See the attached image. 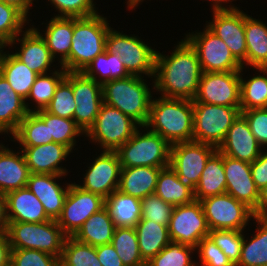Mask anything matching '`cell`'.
Returning a JSON list of instances; mask_svg holds the SVG:
<instances>
[{
    "mask_svg": "<svg viewBox=\"0 0 267 266\" xmlns=\"http://www.w3.org/2000/svg\"><path fill=\"white\" fill-rule=\"evenodd\" d=\"M202 73L196 50L184 38L170 56L157 51L153 86L163 97L193 101Z\"/></svg>",
    "mask_w": 267,
    "mask_h": 266,
    "instance_id": "6da1fadb",
    "label": "cell"
},
{
    "mask_svg": "<svg viewBox=\"0 0 267 266\" xmlns=\"http://www.w3.org/2000/svg\"><path fill=\"white\" fill-rule=\"evenodd\" d=\"M145 127L170 145L193 141V102L163 96L154 98Z\"/></svg>",
    "mask_w": 267,
    "mask_h": 266,
    "instance_id": "7a4b0ae2",
    "label": "cell"
},
{
    "mask_svg": "<svg viewBox=\"0 0 267 266\" xmlns=\"http://www.w3.org/2000/svg\"><path fill=\"white\" fill-rule=\"evenodd\" d=\"M110 28L106 17L99 13L85 18H74L70 54L60 66L67 72H82L97 55L105 51Z\"/></svg>",
    "mask_w": 267,
    "mask_h": 266,
    "instance_id": "3957f363",
    "label": "cell"
},
{
    "mask_svg": "<svg viewBox=\"0 0 267 266\" xmlns=\"http://www.w3.org/2000/svg\"><path fill=\"white\" fill-rule=\"evenodd\" d=\"M102 93L104 103L131 117L141 128L146 125L152 95L143 77L130 75L105 82L102 85Z\"/></svg>",
    "mask_w": 267,
    "mask_h": 266,
    "instance_id": "277c9868",
    "label": "cell"
},
{
    "mask_svg": "<svg viewBox=\"0 0 267 266\" xmlns=\"http://www.w3.org/2000/svg\"><path fill=\"white\" fill-rule=\"evenodd\" d=\"M5 233L11 249L39 250L58 259L68 237L54 219L42 223L9 222Z\"/></svg>",
    "mask_w": 267,
    "mask_h": 266,
    "instance_id": "5b68a950",
    "label": "cell"
},
{
    "mask_svg": "<svg viewBox=\"0 0 267 266\" xmlns=\"http://www.w3.org/2000/svg\"><path fill=\"white\" fill-rule=\"evenodd\" d=\"M142 135L137 129L133 136L117 150L122 168L149 166L167 167L170 165L171 145L159 134L150 131Z\"/></svg>",
    "mask_w": 267,
    "mask_h": 266,
    "instance_id": "8992f818",
    "label": "cell"
},
{
    "mask_svg": "<svg viewBox=\"0 0 267 266\" xmlns=\"http://www.w3.org/2000/svg\"><path fill=\"white\" fill-rule=\"evenodd\" d=\"M240 114V107L193 102V141L218 148Z\"/></svg>",
    "mask_w": 267,
    "mask_h": 266,
    "instance_id": "52a82bcc",
    "label": "cell"
},
{
    "mask_svg": "<svg viewBox=\"0 0 267 266\" xmlns=\"http://www.w3.org/2000/svg\"><path fill=\"white\" fill-rule=\"evenodd\" d=\"M141 127L119 109L103 102L94 124L85 133L103 150L116 151Z\"/></svg>",
    "mask_w": 267,
    "mask_h": 266,
    "instance_id": "ba28073f",
    "label": "cell"
},
{
    "mask_svg": "<svg viewBox=\"0 0 267 266\" xmlns=\"http://www.w3.org/2000/svg\"><path fill=\"white\" fill-rule=\"evenodd\" d=\"M141 40L110 28L105 50L119 55L130 75L154 77L157 51Z\"/></svg>",
    "mask_w": 267,
    "mask_h": 266,
    "instance_id": "9c48e42d",
    "label": "cell"
},
{
    "mask_svg": "<svg viewBox=\"0 0 267 266\" xmlns=\"http://www.w3.org/2000/svg\"><path fill=\"white\" fill-rule=\"evenodd\" d=\"M209 230L244 231L253 211L228 193L200 200Z\"/></svg>",
    "mask_w": 267,
    "mask_h": 266,
    "instance_id": "30bf717a",
    "label": "cell"
},
{
    "mask_svg": "<svg viewBox=\"0 0 267 266\" xmlns=\"http://www.w3.org/2000/svg\"><path fill=\"white\" fill-rule=\"evenodd\" d=\"M196 50L203 72L240 71L242 65L234 58L226 43L205 27L203 32L184 37Z\"/></svg>",
    "mask_w": 267,
    "mask_h": 266,
    "instance_id": "8fae6325",
    "label": "cell"
},
{
    "mask_svg": "<svg viewBox=\"0 0 267 266\" xmlns=\"http://www.w3.org/2000/svg\"><path fill=\"white\" fill-rule=\"evenodd\" d=\"M240 71L203 72L192 102L240 107Z\"/></svg>",
    "mask_w": 267,
    "mask_h": 266,
    "instance_id": "7c38bea8",
    "label": "cell"
},
{
    "mask_svg": "<svg viewBox=\"0 0 267 266\" xmlns=\"http://www.w3.org/2000/svg\"><path fill=\"white\" fill-rule=\"evenodd\" d=\"M171 241L197 247L198 243L209 235V228L201 202L174 206L169 225Z\"/></svg>",
    "mask_w": 267,
    "mask_h": 266,
    "instance_id": "4fadbf2b",
    "label": "cell"
},
{
    "mask_svg": "<svg viewBox=\"0 0 267 266\" xmlns=\"http://www.w3.org/2000/svg\"><path fill=\"white\" fill-rule=\"evenodd\" d=\"M104 206V198L71 183L57 224L68 237L73 236L92 214Z\"/></svg>",
    "mask_w": 267,
    "mask_h": 266,
    "instance_id": "5bb4252c",
    "label": "cell"
},
{
    "mask_svg": "<svg viewBox=\"0 0 267 266\" xmlns=\"http://www.w3.org/2000/svg\"><path fill=\"white\" fill-rule=\"evenodd\" d=\"M217 150L212 145L196 141L171 145L170 167L178 177L195 188L209 157Z\"/></svg>",
    "mask_w": 267,
    "mask_h": 266,
    "instance_id": "9a60e30c",
    "label": "cell"
},
{
    "mask_svg": "<svg viewBox=\"0 0 267 266\" xmlns=\"http://www.w3.org/2000/svg\"><path fill=\"white\" fill-rule=\"evenodd\" d=\"M121 164L116 151L103 150L88 167L81 189L92 192L106 199L112 192L118 190Z\"/></svg>",
    "mask_w": 267,
    "mask_h": 266,
    "instance_id": "2e32d148",
    "label": "cell"
},
{
    "mask_svg": "<svg viewBox=\"0 0 267 266\" xmlns=\"http://www.w3.org/2000/svg\"><path fill=\"white\" fill-rule=\"evenodd\" d=\"M213 20L206 27L221 38L234 58L244 67L246 63V38L244 12L238 8L213 11Z\"/></svg>",
    "mask_w": 267,
    "mask_h": 266,
    "instance_id": "e0dca14e",
    "label": "cell"
},
{
    "mask_svg": "<svg viewBox=\"0 0 267 266\" xmlns=\"http://www.w3.org/2000/svg\"><path fill=\"white\" fill-rule=\"evenodd\" d=\"M73 96L77 104L73 120L86 133L103 104L102 85L82 72H73Z\"/></svg>",
    "mask_w": 267,
    "mask_h": 266,
    "instance_id": "ac0fdd59",
    "label": "cell"
},
{
    "mask_svg": "<svg viewBox=\"0 0 267 266\" xmlns=\"http://www.w3.org/2000/svg\"><path fill=\"white\" fill-rule=\"evenodd\" d=\"M223 167L226 193L254 211L259 199V189L252 179L250 163L223 155Z\"/></svg>",
    "mask_w": 267,
    "mask_h": 266,
    "instance_id": "d6986e66",
    "label": "cell"
},
{
    "mask_svg": "<svg viewBox=\"0 0 267 266\" xmlns=\"http://www.w3.org/2000/svg\"><path fill=\"white\" fill-rule=\"evenodd\" d=\"M217 149L223 155L250 164L262 152V147L252 134L248 122L241 114L228 129L224 141Z\"/></svg>",
    "mask_w": 267,
    "mask_h": 266,
    "instance_id": "ffe728a7",
    "label": "cell"
},
{
    "mask_svg": "<svg viewBox=\"0 0 267 266\" xmlns=\"http://www.w3.org/2000/svg\"><path fill=\"white\" fill-rule=\"evenodd\" d=\"M65 175L30 173L26 187L36 195L42 203L45 213L50 219L57 220L61 215L68 194L70 183L64 188L56 178Z\"/></svg>",
    "mask_w": 267,
    "mask_h": 266,
    "instance_id": "44dd1931",
    "label": "cell"
},
{
    "mask_svg": "<svg viewBox=\"0 0 267 266\" xmlns=\"http://www.w3.org/2000/svg\"><path fill=\"white\" fill-rule=\"evenodd\" d=\"M21 151L30 173L67 175L66 168L59 166L71 152L67 146L50 142L38 146H23Z\"/></svg>",
    "mask_w": 267,
    "mask_h": 266,
    "instance_id": "7402d4cb",
    "label": "cell"
},
{
    "mask_svg": "<svg viewBox=\"0 0 267 266\" xmlns=\"http://www.w3.org/2000/svg\"><path fill=\"white\" fill-rule=\"evenodd\" d=\"M25 30L21 35L22 38H19L18 35L7 46H13L16 44L15 42H20V50L12 54L38 75L47 74L55 59L52 57L45 40L34 27L30 26V29L25 28Z\"/></svg>",
    "mask_w": 267,
    "mask_h": 266,
    "instance_id": "603a6c76",
    "label": "cell"
},
{
    "mask_svg": "<svg viewBox=\"0 0 267 266\" xmlns=\"http://www.w3.org/2000/svg\"><path fill=\"white\" fill-rule=\"evenodd\" d=\"M9 222L42 223L51 220L42 203L27 187L5 194Z\"/></svg>",
    "mask_w": 267,
    "mask_h": 266,
    "instance_id": "cb8c5ba5",
    "label": "cell"
},
{
    "mask_svg": "<svg viewBox=\"0 0 267 266\" xmlns=\"http://www.w3.org/2000/svg\"><path fill=\"white\" fill-rule=\"evenodd\" d=\"M18 95L0 73V133L13 134L20 121L33 109Z\"/></svg>",
    "mask_w": 267,
    "mask_h": 266,
    "instance_id": "d4e9b609",
    "label": "cell"
},
{
    "mask_svg": "<svg viewBox=\"0 0 267 266\" xmlns=\"http://www.w3.org/2000/svg\"><path fill=\"white\" fill-rule=\"evenodd\" d=\"M29 174L22 151L16 153L2 143L0 145V193L6 194L26 187Z\"/></svg>",
    "mask_w": 267,
    "mask_h": 266,
    "instance_id": "484cf974",
    "label": "cell"
},
{
    "mask_svg": "<svg viewBox=\"0 0 267 266\" xmlns=\"http://www.w3.org/2000/svg\"><path fill=\"white\" fill-rule=\"evenodd\" d=\"M161 168L138 166L122 168L118 190L139 199L154 194Z\"/></svg>",
    "mask_w": 267,
    "mask_h": 266,
    "instance_id": "4316f807",
    "label": "cell"
},
{
    "mask_svg": "<svg viewBox=\"0 0 267 266\" xmlns=\"http://www.w3.org/2000/svg\"><path fill=\"white\" fill-rule=\"evenodd\" d=\"M74 17H53L50 19L44 36L34 28L45 40L52 57L58 54L60 65L69 57L73 38ZM60 57V58H59Z\"/></svg>",
    "mask_w": 267,
    "mask_h": 266,
    "instance_id": "83f0119b",
    "label": "cell"
},
{
    "mask_svg": "<svg viewBox=\"0 0 267 266\" xmlns=\"http://www.w3.org/2000/svg\"><path fill=\"white\" fill-rule=\"evenodd\" d=\"M226 193L223 154L217 149L208 159L199 182L194 188L195 200Z\"/></svg>",
    "mask_w": 267,
    "mask_h": 266,
    "instance_id": "f1b7e54d",
    "label": "cell"
},
{
    "mask_svg": "<svg viewBox=\"0 0 267 266\" xmlns=\"http://www.w3.org/2000/svg\"><path fill=\"white\" fill-rule=\"evenodd\" d=\"M154 194L173 206L195 200L194 188L182 181L170 166L161 168Z\"/></svg>",
    "mask_w": 267,
    "mask_h": 266,
    "instance_id": "f546056e",
    "label": "cell"
},
{
    "mask_svg": "<svg viewBox=\"0 0 267 266\" xmlns=\"http://www.w3.org/2000/svg\"><path fill=\"white\" fill-rule=\"evenodd\" d=\"M115 229L116 226L104 206L98 212L92 214L72 237L80 242L97 247L111 244Z\"/></svg>",
    "mask_w": 267,
    "mask_h": 266,
    "instance_id": "4dcf8cb0",
    "label": "cell"
},
{
    "mask_svg": "<svg viewBox=\"0 0 267 266\" xmlns=\"http://www.w3.org/2000/svg\"><path fill=\"white\" fill-rule=\"evenodd\" d=\"M244 29L247 45L246 65L261 68L267 64V25L244 13Z\"/></svg>",
    "mask_w": 267,
    "mask_h": 266,
    "instance_id": "1f68e13d",
    "label": "cell"
},
{
    "mask_svg": "<svg viewBox=\"0 0 267 266\" xmlns=\"http://www.w3.org/2000/svg\"><path fill=\"white\" fill-rule=\"evenodd\" d=\"M4 48L0 52V73L7 79L12 89L26 100L38 74L13 54H6Z\"/></svg>",
    "mask_w": 267,
    "mask_h": 266,
    "instance_id": "d6a6232c",
    "label": "cell"
},
{
    "mask_svg": "<svg viewBox=\"0 0 267 266\" xmlns=\"http://www.w3.org/2000/svg\"><path fill=\"white\" fill-rule=\"evenodd\" d=\"M105 207L116 227H135L141 219V199L119 190L105 199Z\"/></svg>",
    "mask_w": 267,
    "mask_h": 266,
    "instance_id": "836d02e7",
    "label": "cell"
},
{
    "mask_svg": "<svg viewBox=\"0 0 267 266\" xmlns=\"http://www.w3.org/2000/svg\"><path fill=\"white\" fill-rule=\"evenodd\" d=\"M134 228L141 257L146 263L171 242L168 226L140 219Z\"/></svg>",
    "mask_w": 267,
    "mask_h": 266,
    "instance_id": "e575fe53",
    "label": "cell"
},
{
    "mask_svg": "<svg viewBox=\"0 0 267 266\" xmlns=\"http://www.w3.org/2000/svg\"><path fill=\"white\" fill-rule=\"evenodd\" d=\"M253 219L258 223L257 232L249 241L244 236L240 260L235 266H267V217Z\"/></svg>",
    "mask_w": 267,
    "mask_h": 266,
    "instance_id": "d590c367",
    "label": "cell"
},
{
    "mask_svg": "<svg viewBox=\"0 0 267 266\" xmlns=\"http://www.w3.org/2000/svg\"><path fill=\"white\" fill-rule=\"evenodd\" d=\"M82 73L101 85L114 79H122L130 76L124 67L121 57L117 54H111L106 50L102 54L97 55L85 67ZM97 75H99L98 79Z\"/></svg>",
    "mask_w": 267,
    "mask_h": 266,
    "instance_id": "8d00e7d4",
    "label": "cell"
},
{
    "mask_svg": "<svg viewBox=\"0 0 267 266\" xmlns=\"http://www.w3.org/2000/svg\"><path fill=\"white\" fill-rule=\"evenodd\" d=\"M48 126L49 138L53 142L67 146L71 151L75 148L76 137L85 134L72 119L62 118L40 110L35 112Z\"/></svg>",
    "mask_w": 267,
    "mask_h": 266,
    "instance_id": "74e56055",
    "label": "cell"
},
{
    "mask_svg": "<svg viewBox=\"0 0 267 266\" xmlns=\"http://www.w3.org/2000/svg\"><path fill=\"white\" fill-rule=\"evenodd\" d=\"M12 138L20 143L21 147L53 142V138H49L48 126L35 112H29L20 121L18 129L12 134Z\"/></svg>",
    "mask_w": 267,
    "mask_h": 266,
    "instance_id": "f35d334b",
    "label": "cell"
},
{
    "mask_svg": "<svg viewBox=\"0 0 267 266\" xmlns=\"http://www.w3.org/2000/svg\"><path fill=\"white\" fill-rule=\"evenodd\" d=\"M111 245L125 266H146L141 257L134 227H116Z\"/></svg>",
    "mask_w": 267,
    "mask_h": 266,
    "instance_id": "ab89813d",
    "label": "cell"
},
{
    "mask_svg": "<svg viewBox=\"0 0 267 266\" xmlns=\"http://www.w3.org/2000/svg\"><path fill=\"white\" fill-rule=\"evenodd\" d=\"M59 266H102L96 255V248L78 241L72 236L66 238L59 258Z\"/></svg>",
    "mask_w": 267,
    "mask_h": 266,
    "instance_id": "60d3db41",
    "label": "cell"
},
{
    "mask_svg": "<svg viewBox=\"0 0 267 266\" xmlns=\"http://www.w3.org/2000/svg\"><path fill=\"white\" fill-rule=\"evenodd\" d=\"M66 70L61 66L60 70L52 71L48 74L38 75L26 100H35L36 103L33 112L45 110L50 104L56 88L66 77Z\"/></svg>",
    "mask_w": 267,
    "mask_h": 266,
    "instance_id": "b9f144b4",
    "label": "cell"
},
{
    "mask_svg": "<svg viewBox=\"0 0 267 266\" xmlns=\"http://www.w3.org/2000/svg\"><path fill=\"white\" fill-rule=\"evenodd\" d=\"M255 75L245 81L240 76V111L267 108V75Z\"/></svg>",
    "mask_w": 267,
    "mask_h": 266,
    "instance_id": "7bdbcfd3",
    "label": "cell"
},
{
    "mask_svg": "<svg viewBox=\"0 0 267 266\" xmlns=\"http://www.w3.org/2000/svg\"><path fill=\"white\" fill-rule=\"evenodd\" d=\"M76 106L73 96V72H66V77L59 83L45 110L52 115L73 120Z\"/></svg>",
    "mask_w": 267,
    "mask_h": 266,
    "instance_id": "ee69618b",
    "label": "cell"
},
{
    "mask_svg": "<svg viewBox=\"0 0 267 266\" xmlns=\"http://www.w3.org/2000/svg\"><path fill=\"white\" fill-rule=\"evenodd\" d=\"M27 17L15 6L0 0V43L6 47L18 35L27 22Z\"/></svg>",
    "mask_w": 267,
    "mask_h": 266,
    "instance_id": "f6af8a7d",
    "label": "cell"
},
{
    "mask_svg": "<svg viewBox=\"0 0 267 266\" xmlns=\"http://www.w3.org/2000/svg\"><path fill=\"white\" fill-rule=\"evenodd\" d=\"M196 248L171 241L162 251L152 257L146 266H199L192 261L191 253Z\"/></svg>",
    "mask_w": 267,
    "mask_h": 266,
    "instance_id": "bcb514c9",
    "label": "cell"
},
{
    "mask_svg": "<svg viewBox=\"0 0 267 266\" xmlns=\"http://www.w3.org/2000/svg\"><path fill=\"white\" fill-rule=\"evenodd\" d=\"M208 236L234 265L238 263L240 260L241 247L244 240L243 231L210 230Z\"/></svg>",
    "mask_w": 267,
    "mask_h": 266,
    "instance_id": "7dc6e473",
    "label": "cell"
},
{
    "mask_svg": "<svg viewBox=\"0 0 267 266\" xmlns=\"http://www.w3.org/2000/svg\"><path fill=\"white\" fill-rule=\"evenodd\" d=\"M174 206L164 202L156 194L141 199V219L150 220L160 225H169Z\"/></svg>",
    "mask_w": 267,
    "mask_h": 266,
    "instance_id": "c3c4849f",
    "label": "cell"
},
{
    "mask_svg": "<svg viewBox=\"0 0 267 266\" xmlns=\"http://www.w3.org/2000/svg\"><path fill=\"white\" fill-rule=\"evenodd\" d=\"M10 266H59V259L39 250L12 249Z\"/></svg>",
    "mask_w": 267,
    "mask_h": 266,
    "instance_id": "681fc988",
    "label": "cell"
},
{
    "mask_svg": "<svg viewBox=\"0 0 267 266\" xmlns=\"http://www.w3.org/2000/svg\"><path fill=\"white\" fill-rule=\"evenodd\" d=\"M60 13L56 17L85 18L98 14L94 0H48Z\"/></svg>",
    "mask_w": 267,
    "mask_h": 266,
    "instance_id": "f907efd6",
    "label": "cell"
},
{
    "mask_svg": "<svg viewBox=\"0 0 267 266\" xmlns=\"http://www.w3.org/2000/svg\"><path fill=\"white\" fill-rule=\"evenodd\" d=\"M200 266H235L212 239L204 237L197 245Z\"/></svg>",
    "mask_w": 267,
    "mask_h": 266,
    "instance_id": "816d5d0a",
    "label": "cell"
},
{
    "mask_svg": "<svg viewBox=\"0 0 267 266\" xmlns=\"http://www.w3.org/2000/svg\"><path fill=\"white\" fill-rule=\"evenodd\" d=\"M241 115L246 119L252 134L261 147H267V108L244 110Z\"/></svg>",
    "mask_w": 267,
    "mask_h": 266,
    "instance_id": "f5cc1de1",
    "label": "cell"
},
{
    "mask_svg": "<svg viewBox=\"0 0 267 266\" xmlns=\"http://www.w3.org/2000/svg\"><path fill=\"white\" fill-rule=\"evenodd\" d=\"M261 152L259 157L251 164V174L256 187L261 190L267 185V150Z\"/></svg>",
    "mask_w": 267,
    "mask_h": 266,
    "instance_id": "db71d44e",
    "label": "cell"
},
{
    "mask_svg": "<svg viewBox=\"0 0 267 266\" xmlns=\"http://www.w3.org/2000/svg\"><path fill=\"white\" fill-rule=\"evenodd\" d=\"M96 255L102 266H125L111 244L97 246Z\"/></svg>",
    "mask_w": 267,
    "mask_h": 266,
    "instance_id": "11a10c76",
    "label": "cell"
},
{
    "mask_svg": "<svg viewBox=\"0 0 267 266\" xmlns=\"http://www.w3.org/2000/svg\"><path fill=\"white\" fill-rule=\"evenodd\" d=\"M11 250L6 233H0V266H10Z\"/></svg>",
    "mask_w": 267,
    "mask_h": 266,
    "instance_id": "9f6ffc18",
    "label": "cell"
},
{
    "mask_svg": "<svg viewBox=\"0 0 267 266\" xmlns=\"http://www.w3.org/2000/svg\"><path fill=\"white\" fill-rule=\"evenodd\" d=\"M253 215L255 217H267V185L259 190V199Z\"/></svg>",
    "mask_w": 267,
    "mask_h": 266,
    "instance_id": "6f0895ef",
    "label": "cell"
},
{
    "mask_svg": "<svg viewBox=\"0 0 267 266\" xmlns=\"http://www.w3.org/2000/svg\"><path fill=\"white\" fill-rule=\"evenodd\" d=\"M8 223L6 197L0 193V233L6 232Z\"/></svg>",
    "mask_w": 267,
    "mask_h": 266,
    "instance_id": "680465c9",
    "label": "cell"
},
{
    "mask_svg": "<svg viewBox=\"0 0 267 266\" xmlns=\"http://www.w3.org/2000/svg\"><path fill=\"white\" fill-rule=\"evenodd\" d=\"M6 4H10L19 9L27 18L29 15V10L34 0H1Z\"/></svg>",
    "mask_w": 267,
    "mask_h": 266,
    "instance_id": "91938a15",
    "label": "cell"
},
{
    "mask_svg": "<svg viewBox=\"0 0 267 266\" xmlns=\"http://www.w3.org/2000/svg\"><path fill=\"white\" fill-rule=\"evenodd\" d=\"M209 1H211L212 3H213V5H212V9H213V11H219V10H231V9H235V8H237V7H235V6H233V5H228V7L227 6H225L224 7V2L226 3V2H232V1H234V0H209ZM223 3V4H222ZM223 5V6H222Z\"/></svg>",
    "mask_w": 267,
    "mask_h": 266,
    "instance_id": "94428289",
    "label": "cell"
},
{
    "mask_svg": "<svg viewBox=\"0 0 267 266\" xmlns=\"http://www.w3.org/2000/svg\"><path fill=\"white\" fill-rule=\"evenodd\" d=\"M142 1H144V0H128L127 1V5H128L127 7L130 8V9H134Z\"/></svg>",
    "mask_w": 267,
    "mask_h": 266,
    "instance_id": "6125c7cd",
    "label": "cell"
},
{
    "mask_svg": "<svg viewBox=\"0 0 267 266\" xmlns=\"http://www.w3.org/2000/svg\"><path fill=\"white\" fill-rule=\"evenodd\" d=\"M256 70H258V72L260 73L264 72L267 75V64H265L261 68H256Z\"/></svg>",
    "mask_w": 267,
    "mask_h": 266,
    "instance_id": "be15d7a7",
    "label": "cell"
},
{
    "mask_svg": "<svg viewBox=\"0 0 267 266\" xmlns=\"http://www.w3.org/2000/svg\"><path fill=\"white\" fill-rule=\"evenodd\" d=\"M3 47H4V46L0 43V52H1V50H2Z\"/></svg>",
    "mask_w": 267,
    "mask_h": 266,
    "instance_id": "e7e4bbea",
    "label": "cell"
}]
</instances>
